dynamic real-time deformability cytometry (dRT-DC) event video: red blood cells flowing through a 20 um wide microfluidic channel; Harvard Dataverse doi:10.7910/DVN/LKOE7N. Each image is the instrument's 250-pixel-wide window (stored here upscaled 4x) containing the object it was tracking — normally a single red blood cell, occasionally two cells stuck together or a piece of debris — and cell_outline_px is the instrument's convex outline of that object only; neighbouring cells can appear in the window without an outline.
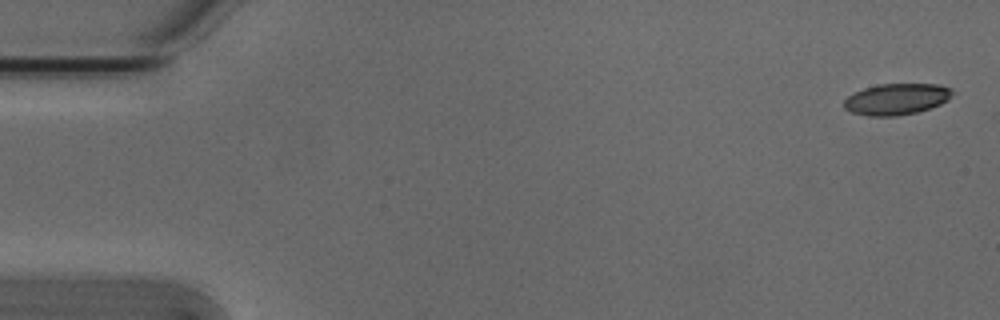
{"species": "Egyptian fruit bat (a non-hibernating species)", "species_latin": "Rousettus aegyptiacus", "temperature_condition": "cold", "stored_images_in_passage": 53, "camera_frame_rate_fps": 3000, "um_per_image_px": 0.085, "animal": {"sex": "male"}, "frame": {"image": 1, "passage_image": 1, "time_ms": 0.0, "image_size_px": [1000, 320], "cell_outline_px": [[956, 92], [948, 100], [940, 104], [916, 112], [896, 116], [868, 116], [852, 112], [844, 108], [844, 100], [848, 96], [864, 88], [880, 84], [936, 84], [952, 88]], "centroid_in_image_um": [76.23, 8.42], "position_along_channel_um": 8.8, "area_um2": 19.71}}
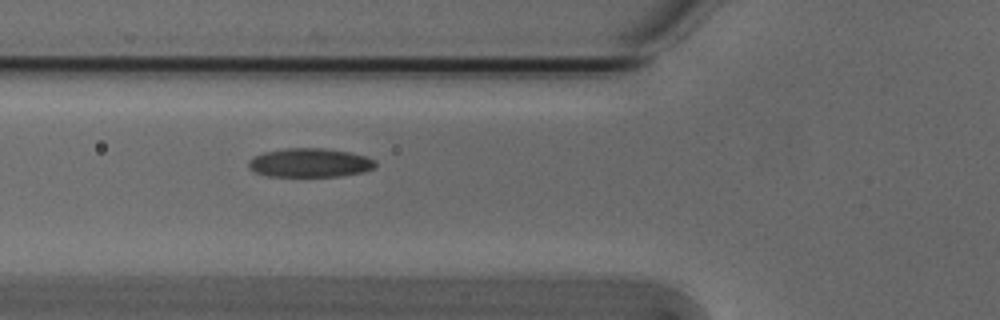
{"frame": {"image": 2, "passage_image": 19, "time_ms": 6.0, "image_size_px": [1000, 320], "cell_outline_px": [[376, 164], [372, 168], [364, 172], [340, 176], [268, 176], [256, 172], [248, 168], [248, 160], [252, 156], [264, 152], [284, 148], [324, 148], [348, 152], [364, 156], [376, 160]], "centroid_in_image_um": [26.3, 13.83], "position_along_channel_um": 99.5, "area_um2": 21.39}}
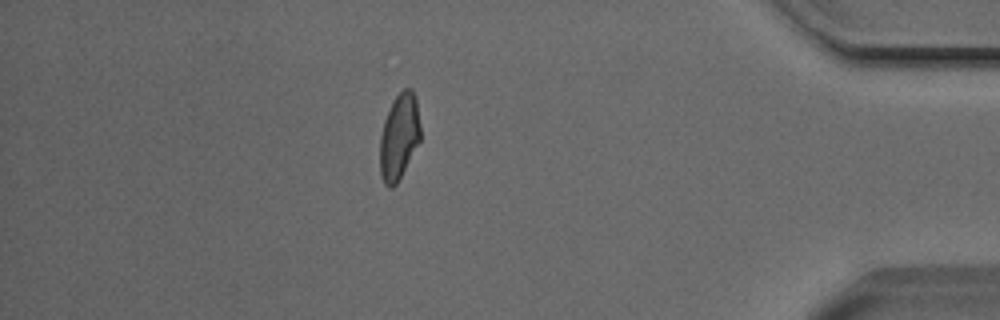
{"frame": {"image": 3, "passage_image": 46, "time_ms": 15.0, "image_size_px": [1000, 320], "cell_outline_px": [[420, 140], [396, 184], [392, 188], [388, 188], [384, 184], [380, 176], [380, 136], [384, 120], [392, 100], [404, 88], [412, 88], [416, 96], [420, 124]], "centroid_in_image_um": [33.92, 11.59], "position_along_channel_um": 401.3, "area_um2": 20.35}, "authors_computed_cell_mechanics": {"area_um2": 20.6924, "velocity_mm_per_s": 3.8377, "shape_relaxation_time_tau1_ms": 7.407, "shape_relaxation_time_tau2_ms": 2.9203, "deformation_change_tau1": 0.1784, "deformation_change_tau2": 0.0953}}